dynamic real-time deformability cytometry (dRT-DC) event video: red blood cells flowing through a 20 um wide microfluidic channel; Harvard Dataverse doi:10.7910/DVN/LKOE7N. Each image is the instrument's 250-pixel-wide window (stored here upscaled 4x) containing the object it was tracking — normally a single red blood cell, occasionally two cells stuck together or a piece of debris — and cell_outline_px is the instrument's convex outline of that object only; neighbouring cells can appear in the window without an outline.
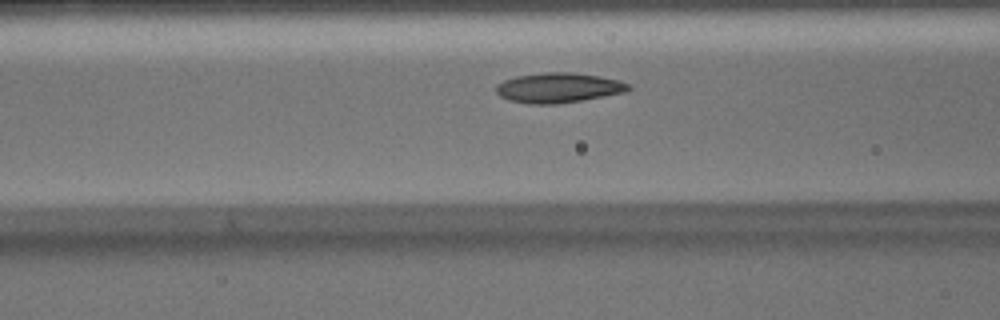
{"species": "Egyptian fruit bat (a non-hibernating species)", "species_latin": "Rousettus aegyptiacus", "temperature_condition": "warm", "stored_images_in_passage": 38, "camera_frame_rate_fps": 3000, "um_per_image_px": 0.085, "animal": {"sex": "male"}, "frame": {"image": 1, "passage_image": 11, "time_ms": 3.333, "image_size_px": [1000, 320], "cell_outline_px": [[632, 88], [624, 92], [604, 96], [556, 104], [528, 104], [508, 100], [500, 96], [496, 92], [496, 84], [504, 80], [516, 76], [544, 72], [572, 72], [600, 76], [620, 80], [628, 84]], "centroid_in_image_um": [47.44, 7.45], "position_along_channel_um": 119.2, "area_um2": 23.12}}
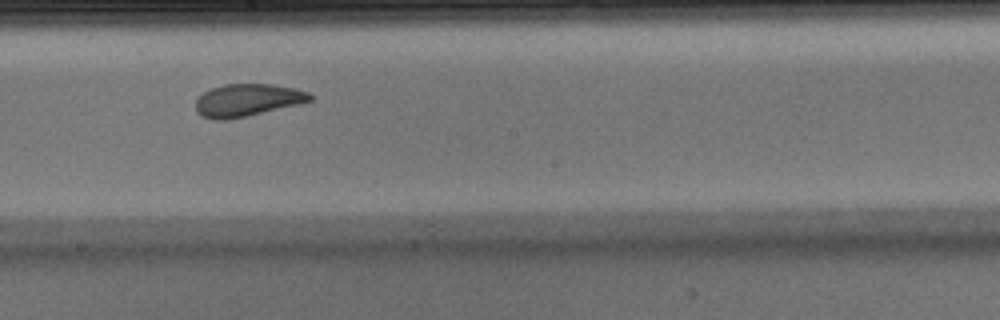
{"frame": {"image": 2, "passage_image": 19, "time_ms": 6.0, "image_size_px": [1000, 320], "cell_outline_px": [[312, 100], [300, 104], [248, 116], [224, 120], [216, 120], [204, 116], [196, 112], [196, 100], [204, 92], [212, 88], [224, 84], [272, 84], [296, 88], [308, 92], [312, 96]], "centroid_in_image_um": [21.05, 8.51], "position_along_channel_um": 227.1, "area_um2": 21.62}}
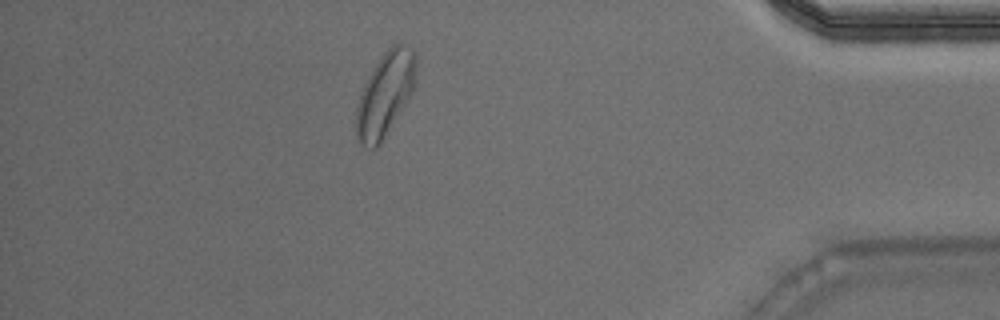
{"frame": {"image": 3, "passage_image": 35, "time_ms": 11.333, "image_size_px": [1000, 320], "cell_outline_px": [[416, 84], [408, 100], [380, 144], [376, 148], [372, 148], [360, 144], [356, 140], [356, 108], [360, 92], [368, 76], [384, 52], [392, 44], [408, 44], [416, 52]], "centroid_in_image_um": [32.75, 8.0], "position_along_channel_um": 402.5, "area_um2": 29.48}}